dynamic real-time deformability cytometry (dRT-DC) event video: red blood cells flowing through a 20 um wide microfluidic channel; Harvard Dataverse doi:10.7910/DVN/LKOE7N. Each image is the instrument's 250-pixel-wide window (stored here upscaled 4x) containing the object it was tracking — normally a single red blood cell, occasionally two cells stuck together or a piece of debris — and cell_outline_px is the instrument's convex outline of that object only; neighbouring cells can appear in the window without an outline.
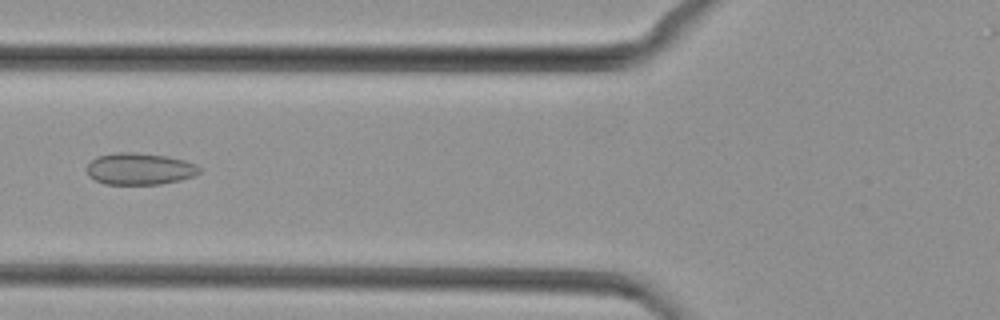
{"species": "common noctule bat (a hibernating species)", "species_latin": "Nyctalus noctula", "temperature_condition": "cold", "stored_images_in_passage": 43, "camera_frame_rate_fps": 3000, "um_per_image_px": 0.085, "animal": {"sex": "female", "body_mass_g": 29.2, "forearm_length_mm": 56.3}, "frame": {"image": 1, "passage_image": 16, "time_ms": 5.0, "image_size_px": [1000, 320], "cell_outline_px": [[200, 172], [196, 176], [180, 180], [160, 184], [104, 184], [88, 176], [88, 164], [96, 156], [116, 152], [136, 152], [168, 156], [184, 160], [196, 164], [200, 168]], "centroid_in_image_um": [11.89, 14.34], "position_along_channel_um": 113.9, "area_um2": 20.98}}
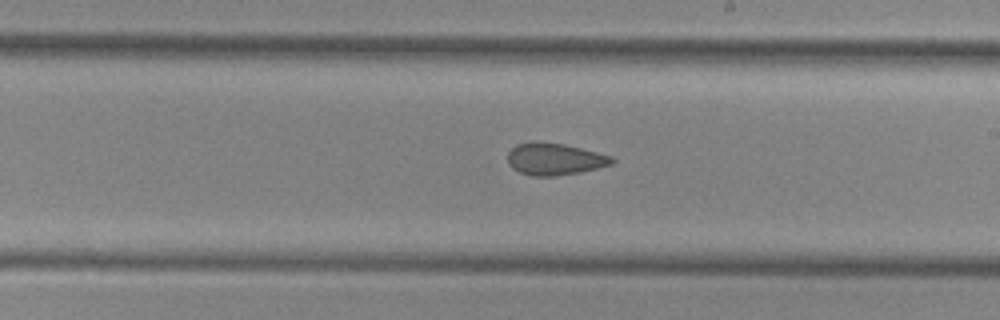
{"frame": {"image": 2, "passage_image": 25, "time_ms": 8.0, "image_size_px": [1000, 320], "cell_outline_px": [[616, 160], [612, 164], [580, 172], [556, 176], [532, 176], [520, 172], [512, 168], [508, 164], [508, 152], [516, 144], [532, 140], [536, 140], [564, 144], [612, 156]], "centroid_in_image_um": [47.11, 13.51], "position_along_channel_um": 241.9, "area_um2": 19.59}}
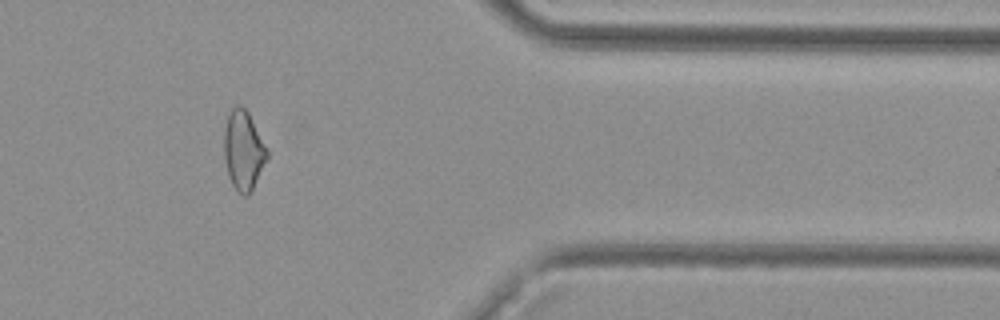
{"frame": {"image": 3, "passage_image": 37, "time_ms": 12.0, "image_size_px": [1000, 320], "cell_outline_px": [[268, 156], [248, 196], [244, 196], [236, 192], [228, 176], [224, 156], [224, 128], [228, 116], [232, 108], [236, 104], [240, 104], [248, 112], [268, 148]], "centroid_in_image_um": [20.68, 12.77], "position_along_channel_um": 390.7, "area_um2": 19.88}}